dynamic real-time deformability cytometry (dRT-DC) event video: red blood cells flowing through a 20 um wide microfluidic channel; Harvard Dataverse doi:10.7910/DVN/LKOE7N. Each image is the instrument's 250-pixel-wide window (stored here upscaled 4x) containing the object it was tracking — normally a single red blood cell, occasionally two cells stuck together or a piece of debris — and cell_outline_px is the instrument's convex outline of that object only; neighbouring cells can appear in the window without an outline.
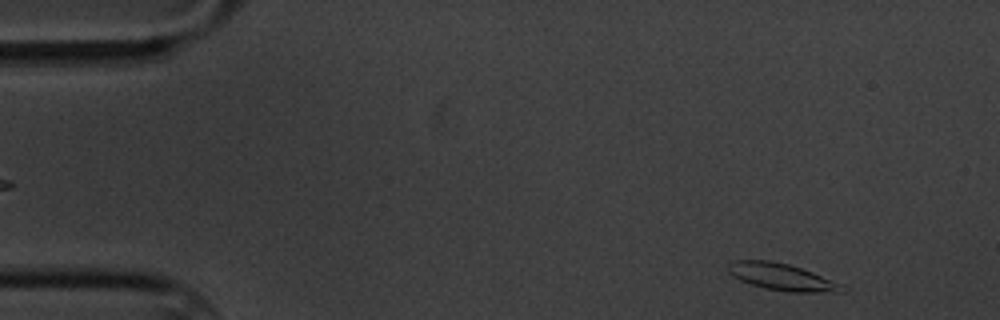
{"species": "common noctule bat (a hibernating species)", "species_latin": "Nyctalus noctula", "temperature_condition": "cold", "stored_images_in_passage": 57, "camera_frame_rate_fps": 3000, "um_per_image_px": 0.085, "animal": {"sex": "male", "body_mass_g": 20.1, "forearm_length_mm": 53.5}, "frame": {"image": 1, "passage_image": 3, "time_ms": 0.667, "image_size_px": [1000, 320], "cell_outline_px": [[848, 288], [844, 292], [788, 292], [764, 288], [740, 280], [728, 272], [728, 264], [732, 260], [768, 260], [788, 264], [812, 272], [840, 284]], "centroid_in_image_um": [66.44, 23.54], "position_along_channel_um": 18.6, "area_um2": 17.69}}
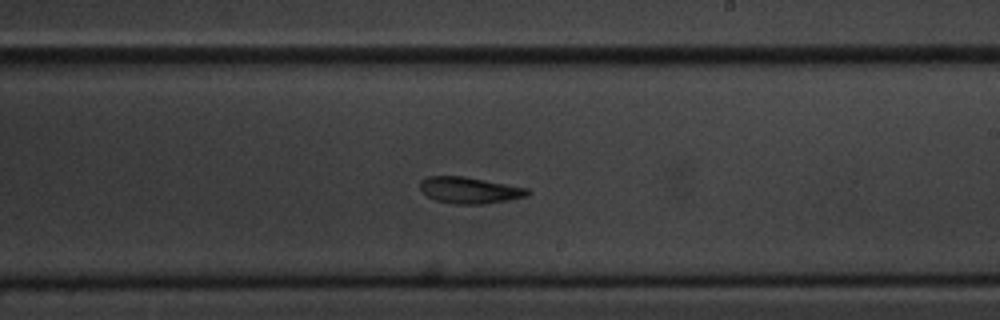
{"frame": {"image": 2, "passage_image": 32, "time_ms": 10.333, "image_size_px": [1000, 320], "cell_outline_px": [[532, 192], [528, 196], [508, 200], [484, 204], [456, 204], [436, 200], [428, 196], [420, 188], [420, 180], [428, 176], [464, 176], [528, 188]], "centroid_in_image_um": [39.94, 16.16], "position_along_channel_um": 249.1, "area_um2": 16.53}}
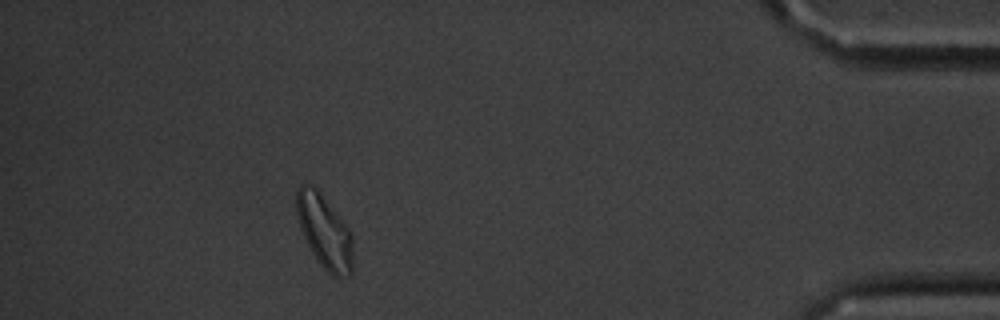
{"frame": {"image": 3, "passage_image": 51, "time_ms": 16.667, "image_size_px": [1000, 320], "cell_outline_px": [[352, 272], [348, 276], [340, 280], [332, 276], [320, 264], [312, 252], [300, 228], [296, 212], [296, 192], [300, 184], [308, 184], [316, 188], [348, 228], [352, 236]], "centroid_in_image_um": [27.58, 19.72], "position_along_channel_um": 407.6, "area_um2": 23.93}, "authors_computed_cell_mechanics": {"area_um2": 17.4556, "velocity_mm_per_s": 3.3204, "shape_relaxation_time_tau1_ms": 7.1854, "shape_relaxation_time_tau2_ms": 8.5777, "deformation_change_tau1": 0.1618, "deformation_change_tau2": 0.1633}}